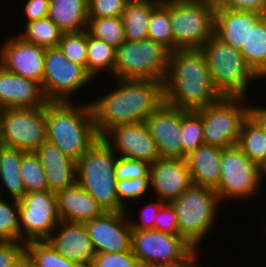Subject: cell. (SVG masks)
<instances>
[{
  "instance_id": "11",
  "label": "cell",
  "mask_w": 266,
  "mask_h": 267,
  "mask_svg": "<svg viewBox=\"0 0 266 267\" xmlns=\"http://www.w3.org/2000/svg\"><path fill=\"white\" fill-rule=\"evenodd\" d=\"M93 81L82 66L67 60L59 47L46 48L41 88L48 102H74L73 96Z\"/></svg>"
},
{
  "instance_id": "17",
  "label": "cell",
  "mask_w": 266,
  "mask_h": 267,
  "mask_svg": "<svg viewBox=\"0 0 266 267\" xmlns=\"http://www.w3.org/2000/svg\"><path fill=\"white\" fill-rule=\"evenodd\" d=\"M3 44V45H2ZM0 45V65L7 71L42 84L46 48L9 36Z\"/></svg>"
},
{
  "instance_id": "15",
  "label": "cell",
  "mask_w": 266,
  "mask_h": 267,
  "mask_svg": "<svg viewBox=\"0 0 266 267\" xmlns=\"http://www.w3.org/2000/svg\"><path fill=\"white\" fill-rule=\"evenodd\" d=\"M118 157L152 164L160 155L145 122L118 125L101 137ZM118 152V153H117Z\"/></svg>"
},
{
  "instance_id": "25",
  "label": "cell",
  "mask_w": 266,
  "mask_h": 267,
  "mask_svg": "<svg viewBox=\"0 0 266 267\" xmlns=\"http://www.w3.org/2000/svg\"><path fill=\"white\" fill-rule=\"evenodd\" d=\"M223 149L202 144L185 157L193 185L215 189L221 175Z\"/></svg>"
},
{
  "instance_id": "42",
  "label": "cell",
  "mask_w": 266,
  "mask_h": 267,
  "mask_svg": "<svg viewBox=\"0 0 266 267\" xmlns=\"http://www.w3.org/2000/svg\"><path fill=\"white\" fill-rule=\"evenodd\" d=\"M90 267H140V262L132 250L121 253H98L94 255Z\"/></svg>"
},
{
  "instance_id": "12",
  "label": "cell",
  "mask_w": 266,
  "mask_h": 267,
  "mask_svg": "<svg viewBox=\"0 0 266 267\" xmlns=\"http://www.w3.org/2000/svg\"><path fill=\"white\" fill-rule=\"evenodd\" d=\"M46 141V105L38 108H4L0 143L4 147L35 152Z\"/></svg>"
},
{
  "instance_id": "36",
  "label": "cell",
  "mask_w": 266,
  "mask_h": 267,
  "mask_svg": "<svg viewBox=\"0 0 266 267\" xmlns=\"http://www.w3.org/2000/svg\"><path fill=\"white\" fill-rule=\"evenodd\" d=\"M179 140L183 149V159L190 152L205 144L201 115L198 110L182 109V126Z\"/></svg>"
},
{
  "instance_id": "13",
  "label": "cell",
  "mask_w": 266,
  "mask_h": 267,
  "mask_svg": "<svg viewBox=\"0 0 266 267\" xmlns=\"http://www.w3.org/2000/svg\"><path fill=\"white\" fill-rule=\"evenodd\" d=\"M131 250L140 264L199 261L201 252L190 246L180 235L158 230H132ZM199 258V259H198Z\"/></svg>"
},
{
  "instance_id": "6",
  "label": "cell",
  "mask_w": 266,
  "mask_h": 267,
  "mask_svg": "<svg viewBox=\"0 0 266 267\" xmlns=\"http://www.w3.org/2000/svg\"><path fill=\"white\" fill-rule=\"evenodd\" d=\"M220 202L214 189L196 185L171 201L177 214L179 235L198 252L206 234L218 221L219 207L224 204Z\"/></svg>"
},
{
  "instance_id": "52",
  "label": "cell",
  "mask_w": 266,
  "mask_h": 267,
  "mask_svg": "<svg viewBox=\"0 0 266 267\" xmlns=\"http://www.w3.org/2000/svg\"><path fill=\"white\" fill-rule=\"evenodd\" d=\"M22 267H34L31 263L28 262L26 256L22 258Z\"/></svg>"
},
{
  "instance_id": "14",
  "label": "cell",
  "mask_w": 266,
  "mask_h": 267,
  "mask_svg": "<svg viewBox=\"0 0 266 267\" xmlns=\"http://www.w3.org/2000/svg\"><path fill=\"white\" fill-rule=\"evenodd\" d=\"M60 221L55 193L27 192L19 201L21 242L47 240Z\"/></svg>"
},
{
  "instance_id": "26",
  "label": "cell",
  "mask_w": 266,
  "mask_h": 267,
  "mask_svg": "<svg viewBox=\"0 0 266 267\" xmlns=\"http://www.w3.org/2000/svg\"><path fill=\"white\" fill-rule=\"evenodd\" d=\"M48 17L63 33L85 30L88 26V0H50Z\"/></svg>"
},
{
  "instance_id": "43",
  "label": "cell",
  "mask_w": 266,
  "mask_h": 267,
  "mask_svg": "<svg viewBox=\"0 0 266 267\" xmlns=\"http://www.w3.org/2000/svg\"><path fill=\"white\" fill-rule=\"evenodd\" d=\"M129 0H88V18L121 17Z\"/></svg>"
},
{
  "instance_id": "32",
  "label": "cell",
  "mask_w": 266,
  "mask_h": 267,
  "mask_svg": "<svg viewBox=\"0 0 266 267\" xmlns=\"http://www.w3.org/2000/svg\"><path fill=\"white\" fill-rule=\"evenodd\" d=\"M25 29L18 34L25 41L44 48L58 47L63 32L47 16L24 24Z\"/></svg>"
},
{
  "instance_id": "55",
  "label": "cell",
  "mask_w": 266,
  "mask_h": 267,
  "mask_svg": "<svg viewBox=\"0 0 266 267\" xmlns=\"http://www.w3.org/2000/svg\"><path fill=\"white\" fill-rule=\"evenodd\" d=\"M13 267H22V259Z\"/></svg>"
},
{
  "instance_id": "29",
  "label": "cell",
  "mask_w": 266,
  "mask_h": 267,
  "mask_svg": "<svg viewBox=\"0 0 266 267\" xmlns=\"http://www.w3.org/2000/svg\"><path fill=\"white\" fill-rule=\"evenodd\" d=\"M241 53L247 65L262 81L266 79V15L249 30L247 45Z\"/></svg>"
},
{
  "instance_id": "24",
  "label": "cell",
  "mask_w": 266,
  "mask_h": 267,
  "mask_svg": "<svg viewBox=\"0 0 266 267\" xmlns=\"http://www.w3.org/2000/svg\"><path fill=\"white\" fill-rule=\"evenodd\" d=\"M56 199L62 221L85 223L105 213L98 201L77 182L57 192Z\"/></svg>"
},
{
  "instance_id": "45",
  "label": "cell",
  "mask_w": 266,
  "mask_h": 267,
  "mask_svg": "<svg viewBox=\"0 0 266 267\" xmlns=\"http://www.w3.org/2000/svg\"><path fill=\"white\" fill-rule=\"evenodd\" d=\"M153 230L179 235L177 214L171 202H164L160 206Z\"/></svg>"
},
{
  "instance_id": "46",
  "label": "cell",
  "mask_w": 266,
  "mask_h": 267,
  "mask_svg": "<svg viewBox=\"0 0 266 267\" xmlns=\"http://www.w3.org/2000/svg\"><path fill=\"white\" fill-rule=\"evenodd\" d=\"M24 256V242L0 241V267H13Z\"/></svg>"
},
{
  "instance_id": "49",
  "label": "cell",
  "mask_w": 266,
  "mask_h": 267,
  "mask_svg": "<svg viewBox=\"0 0 266 267\" xmlns=\"http://www.w3.org/2000/svg\"><path fill=\"white\" fill-rule=\"evenodd\" d=\"M249 116L262 128L266 134V106L254 105L252 100L249 99ZM253 105V106H252Z\"/></svg>"
},
{
  "instance_id": "30",
  "label": "cell",
  "mask_w": 266,
  "mask_h": 267,
  "mask_svg": "<svg viewBox=\"0 0 266 267\" xmlns=\"http://www.w3.org/2000/svg\"><path fill=\"white\" fill-rule=\"evenodd\" d=\"M115 54L116 49L114 47L92 37L87 31L86 72L93 80L98 79L96 77H101V75H108V77L113 75Z\"/></svg>"
},
{
  "instance_id": "21",
  "label": "cell",
  "mask_w": 266,
  "mask_h": 267,
  "mask_svg": "<svg viewBox=\"0 0 266 267\" xmlns=\"http://www.w3.org/2000/svg\"><path fill=\"white\" fill-rule=\"evenodd\" d=\"M46 100L41 85L0 65V104L4 108H38Z\"/></svg>"
},
{
  "instance_id": "9",
  "label": "cell",
  "mask_w": 266,
  "mask_h": 267,
  "mask_svg": "<svg viewBox=\"0 0 266 267\" xmlns=\"http://www.w3.org/2000/svg\"><path fill=\"white\" fill-rule=\"evenodd\" d=\"M249 99L222 97L218 102L198 110L205 144L222 149L237 145L242 125L249 116Z\"/></svg>"
},
{
  "instance_id": "27",
  "label": "cell",
  "mask_w": 266,
  "mask_h": 267,
  "mask_svg": "<svg viewBox=\"0 0 266 267\" xmlns=\"http://www.w3.org/2000/svg\"><path fill=\"white\" fill-rule=\"evenodd\" d=\"M26 152L17 149L9 148L1 145L0 147V190H6L0 192V197H10L11 200L20 201L25 194V188L20 175V165L22 157ZM2 185V186H1ZM4 187V189H3ZM7 193L9 194L7 197ZM2 195V196H1Z\"/></svg>"
},
{
  "instance_id": "10",
  "label": "cell",
  "mask_w": 266,
  "mask_h": 267,
  "mask_svg": "<svg viewBox=\"0 0 266 267\" xmlns=\"http://www.w3.org/2000/svg\"><path fill=\"white\" fill-rule=\"evenodd\" d=\"M260 184L261 167L251 161L237 145L223 149L221 175L214 189L221 203L249 201L261 192Z\"/></svg>"
},
{
  "instance_id": "2",
  "label": "cell",
  "mask_w": 266,
  "mask_h": 267,
  "mask_svg": "<svg viewBox=\"0 0 266 267\" xmlns=\"http://www.w3.org/2000/svg\"><path fill=\"white\" fill-rule=\"evenodd\" d=\"M163 90L164 102L183 110L196 111L222 98L200 49L170 52Z\"/></svg>"
},
{
  "instance_id": "53",
  "label": "cell",
  "mask_w": 266,
  "mask_h": 267,
  "mask_svg": "<svg viewBox=\"0 0 266 267\" xmlns=\"http://www.w3.org/2000/svg\"><path fill=\"white\" fill-rule=\"evenodd\" d=\"M4 107L0 104V123H1V117L3 113Z\"/></svg>"
},
{
  "instance_id": "47",
  "label": "cell",
  "mask_w": 266,
  "mask_h": 267,
  "mask_svg": "<svg viewBox=\"0 0 266 267\" xmlns=\"http://www.w3.org/2000/svg\"><path fill=\"white\" fill-rule=\"evenodd\" d=\"M216 9L256 11L266 15V0H216Z\"/></svg>"
},
{
  "instance_id": "31",
  "label": "cell",
  "mask_w": 266,
  "mask_h": 267,
  "mask_svg": "<svg viewBox=\"0 0 266 267\" xmlns=\"http://www.w3.org/2000/svg\"><path fill=\"white\" fill-rule=\"evenodd\" d=\"M237 146L259 167L266 162V134L250 116L242 125Z\"/></svg>"
},
{
  "instance_id": "38",
  "label": "cell",
  "mask_w": 266,
  "mask_h": 267,
  "mask_svg": "<svg viewBox=\"0 0 266 267\" xmlns=\"http://www.w3.org/2000/svg\"><path fill=\"white\" fill-rule=\"evenodd\" d=\"M0 241L21 242L17 200L0 197Z\"/></svg>"
},
{
  "instance_id": "39",
  "label": "cell",
  "mask_w": 266,
  "mask_h": 267,
  "mask_svg": "<svg viewBox=\"0 0 266 267\" xmlns=\"http://www.w3.org/2000/svg\"><path fill=\"white\" fill-rule=\"evenodd\" d=\"M149 190H151L150 177L116 181V192L119 203L126 209L125 211L128 213L130 212L129 210H131L130 202L134 201L135 204H137V202L140 203L142 201L140 199H145V196L150 195L147 193L151 192Z\"/></svg>"
},
{
  "instance_id": "1",
  "label": "cell",
  "mask_w": 266,
  "mask_h": 267,
  "mask_svg": "<svg viewBox=\"0 0 266 267\" xmlns=\"http://www.w3.org/2000/svg\"><path fill=\"white\" fill-rule=\"evenodd\" d=\"M111 91L90 100L99 137L118 125L145 122L164 102L163 83L147 79H114Z\"/></svg>"
},
{
  "instance_id": "56",
  "label": "cell",
  "mask_w": 266,
  "mask_h": 267,
  "mask_svg": "<svg viewBox=\"0 0 266 267\" xmlns=\"http://www.w3.org/2000/svg\"><path fill=\"white\" fill-rule=\"evenodd\" d=\"M193 267H203V265H201L200 263H199V265L196 263Z\"/></svg>"
},
{
  "instance_id": "8",
  "label": "cell",
  "mask_w": 266,
  "mask_h": 267,
  "mask_svg": "<svg viewBox=\"0 0 266 267\" xmlns=\"http://www.w3.org/2000/svg\"><path fill=\"white\" fill-rule=\"evenodd\" d=\"M170 51L145 39L125 41L116 48L113 79H147L164 82Z\"/></svg>"
},
{
  "instance_id": "4",
  "label": "cell",
  "mask_w": 266,
  "mask_h": 267,
  "mask_svg": "<svg viewBox=\"0 0 266 267\" xmlns=\"http://www.w3.org/2000/svg\"><path fill=\"white\" fill-rule=\"evenodd\" d=\"M200 51L205 57L211 81L222 97L250 98L248 93L253 86L251 83L262 81L247 65L240 50L234 49L215 35Z\"/></svg>"
},
{
  "instance_id": "28",
  "label": "cell",
  "mask_w": 266,
  "mask_h": 267,
  "mask_svg": "<svg viewBox=\"0 0 266 267\" xmlns=\"http://www.w3.org/2000/svg\"><path fill=\"white\" fill-rule=\"evenodd\" d=\"M162 0H129L122 13L125 39L141 41L148 39L152 11Z\"/></svg>"
},
{
  "instance_id": "16",
  "label": "cell",
  "mask_w": 266,
  "mask_h": 267,
  "mask_svg": "<svg viewBox=\"0 0 266 267\" xmlns=\"http://www.w3.org/2000/svg\"><path fill=\"white\" fill-rule=\"evenodd\" d=\"M127 216L126 211L105 212L85 222L95 254L131 250L132 229Z\"/></svg>"
},
{
  "instance_id": "51",
  "label": "cell",
  "mask_w": 266,
  "mask_h": 267,
  "mask_svg": "<svg viewBox=\"0 0 266 267\" xmlns=\"http://www.w3.org/2000/svg\"><path fill=\"white\" fill-rule=\"evenodd\" d=\"M261 176H262V183H263V180H266V162L262 165L261 167Z\"/></svg>"
},
{
  "instance_id": "19",
  "label": "cell",
  "mask_w": 266,
  "mask_h": 267,
  "mask_svg": "<svg viewBox=\"0 0 266 267\" xmlns=\"http://www.w3.org/2000/svg\"><path fill=\"white\" fill-rule=\"evenodd\" d=\"M192 185L185 159L158 158L150 164V187L154 198L171 202Z\"/></svg>"
},
{
  "instance_id": "40",
  "label": "cell",
  "mask_w": 266,
  "mask_h": 267,
  "mask_svg": "<svg viewBox=\"0 0 266 267\" xmlns=\"http://www.w3.org/2000/svg\"><path fill=\"white\" fill-rule=\"evenodd\" d=\"M58 47L67 57V60L75 62L86 70L87 29L63 33Z\"/></svg>"
},
{
  "instance_id": "57",
  "label": "cell",
  "mask_w": 266,
  "mask_h": 267,
  "mask_svg": "<svg viewBox=\"0 0 266 267\" xmlns=\"http://www.w3.org/2000/svg\"><path fill=\"white\" fill-rule=\"evenodd\" d=\"M206 1H210V2H213V3H215V2H216V0H206Z\"/></svg>"
},
{
  "instance_id": "37",
  "label": "cell",
  "mask_w": 266,
  "mask_h": 267,
  "mask_svg": "<svg viewBox=\"0 0 266 267\" xmlns=\"http://www.w3.org/2000/svg\"><path fill=\"white\" fill-rule=\"evenodd\" d=\"M20 175L27 192L48 191L44 169L39 156L35 152H26L21 161Z\"/></svg>"
},
{
  "instance_id": "20",
  "label": "cell",
  "mask_w": 266,
  "mask_h": 267,
  "mask_svg": "<svg viewBox=\"0 0 266 267\" xmlns=\"http://www.w3.org/2000/svg\"><path fill=\"white\" fill-rule=\"evenodd\" d=\"M47 241L66 259L90 267L95 251L85 223L60 221Z\"/></svg>"
},
{
  "instance_id": "41",
  "label": "cell",
  "mask_w": 266,
  "mask_h": 267,
  "mask_svg": "<svg viewBox=\"0 0 266 267\" xmlns=\"http://www.w3.org/2000/svg\"><path fill=\"white\" fill-rule=\"evenodd\" d=\"M115 177L116 181L150 177V164L141 160L117 156Z\"/></svg>"
},
{
  "instance_id": "35",
  "label": "cell",
  "mask_w": 266,
  "mask_h": 267,
  "mask_svg": "<svg viewBox=\"0 0 266 267\" xmlns=\"http://www.w3.org/2000/svg\"><path fill=\"white\" fill-rule=\"evenodd\" d=\"M87 31L115 49L126 41L121 17L88 18Z\"/></svg>"
},
{
  "instance_id": "22",
  "label": "cell",
  "mask_w": 266,
  "mask_h": 267,
  "mask_svg": "<svg viewBox=\"0 0 266 267\" xmlns=\"http://www.w3.org/2000/svg\"><path fill=\"white\" fill-rule=\"evenodd\" d=\"M265 15L256 11L216 9L215 36L234 49L248 43L249 30Z\"/></svg>"
},
{
  "instance_id": "33",
  "label": "cell",
  "mask_w": 266,
  "mask_h": 267,
  "mask_svg": "<svg viewBox=\"0 0 266 267\" xmlns=\"http://www.w3.org/2000/svg\"><path fill=\"white\" fill-rule=\"evenodd\" d=\"M148 39L163 45L170 52L174 51V38L170 19V0H162L152 11Z\"/></svg>"
},
{
  "instance_id": "23",
  "label": "cell",
  "mask_w": 266,
  "mask_h": 267,
  "mask_svg": "<svg viewBox=\"0 0 266 267\" xmlns=\"http://www.w3.org/2000/svg\"><path fill=\"white\" fill-rule=\"evenodd\" d=\"M47 180L48 191L57 193L76 182V161L47 140L35 151Z\"/></svg>"
},
{
  "instance_id": "54",
  "label": "cell",
  "mask_w": 266,
  "mask_h": 267,
  "mask_svg": "<svg viewBox=\"0 0 266 267\" xmlns=\"http://www.w3.org/2000/svg\"><path fill=\"white\" fill-rule=\"evenodd\" d=\"M262 225H263L264 228L262 227L261 229H262V231L264 230L263 232H265V235H266V222H264V224L262 222Z\"/></svg>"
},
{
  "instance_id": "44",
  "label": "cell",
  "mask_w": 266,
  "mask_h": 267,
  "mask_svg": "<svg viewBox=\"0 0 266 267\" xmlns=\"http://www.w3.org/2000/svg\"><path fill=\"white\" fill-rule=\"evenodd\" d=\"M156 201L154 200L149 201V203L144 204L143 207H139L136 214L138 217L137 218H130L131 216H129L130 214H128V219L130 222V226L132 230H149L152 229L153 230V224L155 221V218L158 215L159 212V208L160 206L164 203V201L155 198ZM137 221H134V220Z\"/></svg>"
},
{
  "instance_id": "18",
  "label": "cell",
  "mask_w": 266,
  "mask_h": 267,
  "mask_svg": "<svg viewBox=\"0 0 266 267\" xmlns=\"http://www.w3.org/2000/svg\"><path fill=\"white\" fill-rule=\"evenodd\" d=\"M155 140L160 158L183 159L179 140L182 109L163 102L145 121Z\"/></svg>"
},
{
  "instance_id": "5",
  "label": "cell",
  "mask_w": 266,
  "mask_h": 267,
  "mask_svg": "<svg viewBox=\"0 0 266 267\" xmlns=\"http://www.w3.org/2000/svg\"><path fill=\"white\" fill-rule=\"evenodd\" d=\"M116 159L113 149L99 137L76 163V182L98 201L105 212L126 210L119 203L116 192Z\"/></svg>"
},
{
  "instance_id": "50",
  "label": "cell",
  "mask_w": 266,
  "mask_h": 267,
  "mask_svg": "<svg viewBox=\"0 0 266 267\" xmlns=\"http://www.w3.org/2000/svg\"><path fill=\"white\" fill-rule=\"evenodd\" d=\"M198 261H176L173 263L140 264V267H193Z\"/></svg>"
},
{
  "instance_id": "3",
  "label": "cell",
  "mask_w": 266,
  "mask_h": 267,
  "mask_svg": "<svg viewBox=\"0 0 266 267\" xmlns=\"http://www.w3.org/2000/svg\"><path fill=\"white\" fill-rule=\"evenodd\" d=\"M76 103L46 104V140L77 162L99 136L95 128L91 101Z\"/></svg>"
},
{
  "instance_id": "7",
  "label": "cell",
  "mask_w": 266,
  "mask_h": 267,
  "mask_svg": "<svg viewBox=\"0 0 266 267\" xmlns=\"http://www.w3.org/2000/svg\"><path fill=\"white\" fill-rule=\"evenodd\" d=\"M216 8L206 0H170L175 50L200 49L215 35Z\"/></svg>"
},
{
  "instance_id": "34",
  "label": "cell",
  "mask_w": 266,
  "mask_h": 267,
  "mask_svg": "<svg viewBox=\"0 0 266 267\" xmlns=\"http://www.w3.org/2000/svg\"><path fill=\"white\" fill-rule=\"evenodd\" d=\"M25 256L34 267H80L60 255L47 240L25 243Z\"/></svg>"
},
{
  "instance_id": "48",
  "label": "cell",
  "mask_w": 266,
  "mask_h": 267,
  "mask_svg": "<svg viewBox=\"0 0 266 267\" xmlns=\"http://www.w3.org/2000/svg\"><path fill=\"white\" fill-rule=\"evenodd\" d=\"M50 0H27L23 4L25 23L48 16Z\"/></svg>"
}]
</instances>
